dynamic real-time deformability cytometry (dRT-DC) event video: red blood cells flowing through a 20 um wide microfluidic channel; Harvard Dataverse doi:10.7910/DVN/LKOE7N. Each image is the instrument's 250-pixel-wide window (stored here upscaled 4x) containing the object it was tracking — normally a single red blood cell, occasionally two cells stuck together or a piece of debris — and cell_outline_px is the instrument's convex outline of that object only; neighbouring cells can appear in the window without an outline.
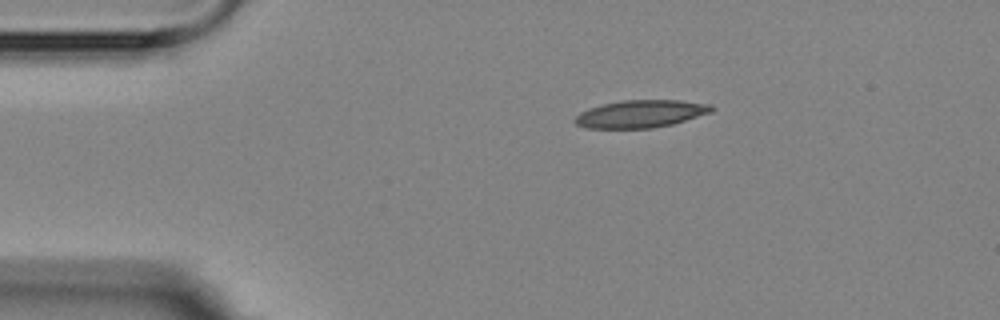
{"species": "Egyptian fruit bat (a non-hibernating species)", "species_latin": "Rousettus aegyptiacus", "temperature_condition": "room temperature", "stored_images_in_passage": 2, "camera_frame_rate_fps": 3000, "um_per_image_px": 0.085, "animal": {"sex": "female"}, "frame": {"image": 1, "passage_image": 1, "time_ms": 0.0, "image_size_px": [1000, 320], "cell_outline_px": [[716, 108], [712, 112], [672, 124], [652, 128], [584, 128], [576, 124], [572, 120], [580, 112], [588, 108], [604, 104], [624, 100], [680, 100], [712, 104]], "centroid_in_image_um": [54.47, 9.67], "position_along_channel_um": 30.5, "area_um2": 22.02}}
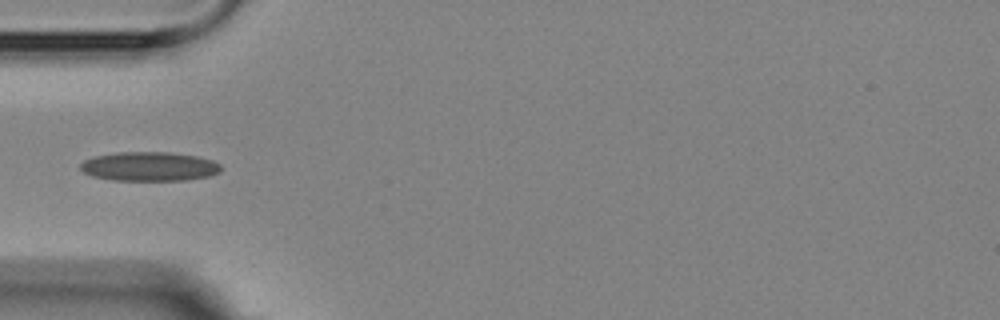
{"frame": {"image": 2, "passage_image": 2, "time_ms": 1.333, "image_size_px": [1000, 320], "cell_outline_px": [[220, 172], [208, 176], [188, 180], [112, 180], [92, 176], [84, 172], [80, 168], [80, 164], [84, 160], [96, 156], [116, 152], [168, 152], [196, 156], [212, 160], [220, 164]], "centroid_in_image_um": [12.68, 14.15], "position_along_channel_um": 72.3, "area_um2": 23.81}}